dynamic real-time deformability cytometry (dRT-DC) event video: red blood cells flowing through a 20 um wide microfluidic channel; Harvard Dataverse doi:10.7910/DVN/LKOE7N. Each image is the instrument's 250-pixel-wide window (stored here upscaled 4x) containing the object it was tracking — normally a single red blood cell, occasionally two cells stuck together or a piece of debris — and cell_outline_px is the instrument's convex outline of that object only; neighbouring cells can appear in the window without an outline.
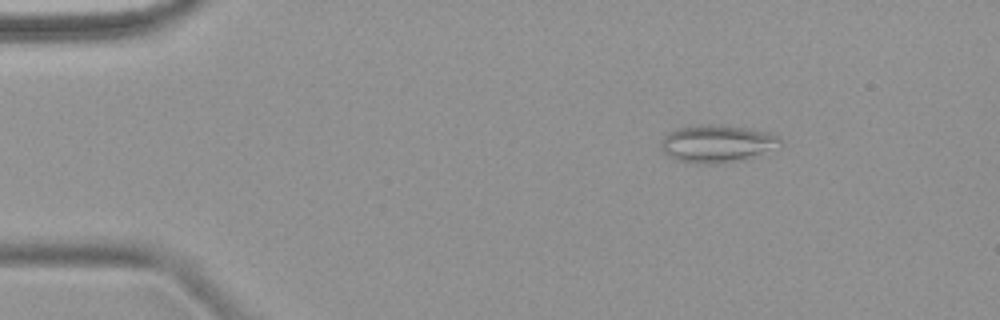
{"species": "common noctule bat (a hibernating species)", "species_latin": "Nyctalus noctula", "temperature_condition": "warm", "stored_images_in_passage": 5, "camera_frame_rate_fps": 3000, "um_per_image_px": 0.085, "animal": {"sex": "female", "body_mass_g": 18.4}, "frame": {"image": 1, "passage_image": 2, "time_ms": 1.0, "image_size_px": [1000, 320], "cell_outline_px": [[784, 144], [744, 160], [708, 164], [692, 164], [672, 160], [660, 148], [660, 144], [664, 136], [668, 132], [680, 128], [700, 124], [724, 124], [768, 132], [780, 136]], "centroid_in_image_um": [60.93, 12.21], "position_along_channel_um": 24.1, "area_um2": 26.53}}
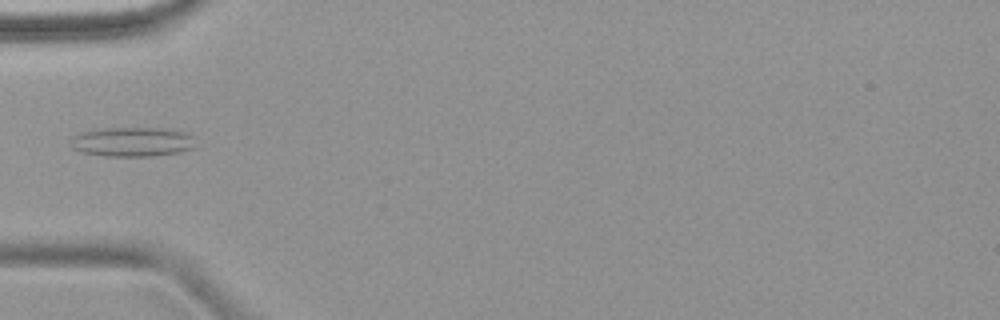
{"frame": {"image": 2, "passage_image": 4, "time_ms": 4.333, "image_size_px": [1000, 320], "cell_outline_px": [[196, 148], [180, 152], [156, 156], [104, 156], [80, 152], [72, 148], [72, 136], [80, 132], [96, 128], [176, 128], [192, 136]], "centroid_in_image_um": [11.26, 12.05], "position_along_channel_um": 73.7, "area_um2": 21.91}}